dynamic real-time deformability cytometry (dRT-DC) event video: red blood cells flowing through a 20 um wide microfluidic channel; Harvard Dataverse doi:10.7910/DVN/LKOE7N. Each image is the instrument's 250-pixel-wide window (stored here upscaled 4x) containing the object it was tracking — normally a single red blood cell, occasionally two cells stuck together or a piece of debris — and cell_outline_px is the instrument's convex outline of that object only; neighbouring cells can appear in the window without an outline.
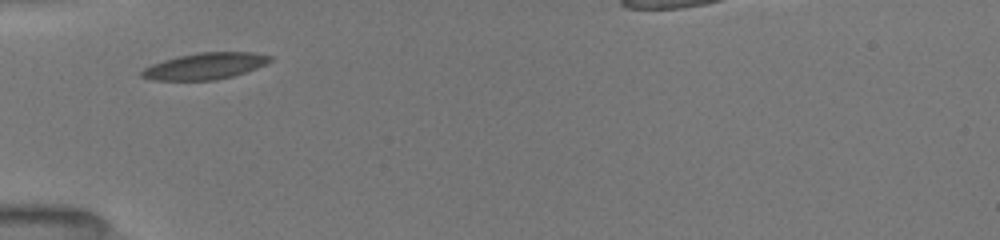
{"species": "common noctule bat (a hibernating species)", "species_latin": "Nyctalus noctula", "temperature_condition": "room temperature", "stored_images_in_passage": 2, "camera_frame_rate_fps": 3000, "um_per_image_px": 0.085, "animal": {"sex": "female", "body_mass_g": 19.5, "forearm_length_mm": 54.1}, "frame": {"image": 1, "passage_image": 1, "time_ms": 0.0, "image_size_px": [1000, 240], "cell_outline_px": [[272, 60], [256, 68], [232, 76], [216, 80], [152, 80], [140, 76], [140, 72], [144, 68], [152, 64], [164, 60], [180, 56], [200, 52], [252, 52], [272, 56]], "centroid_in_image_um": [17.41, 5.62], "position_along_channel_um": 67.6, "area_um2": 19.59}}